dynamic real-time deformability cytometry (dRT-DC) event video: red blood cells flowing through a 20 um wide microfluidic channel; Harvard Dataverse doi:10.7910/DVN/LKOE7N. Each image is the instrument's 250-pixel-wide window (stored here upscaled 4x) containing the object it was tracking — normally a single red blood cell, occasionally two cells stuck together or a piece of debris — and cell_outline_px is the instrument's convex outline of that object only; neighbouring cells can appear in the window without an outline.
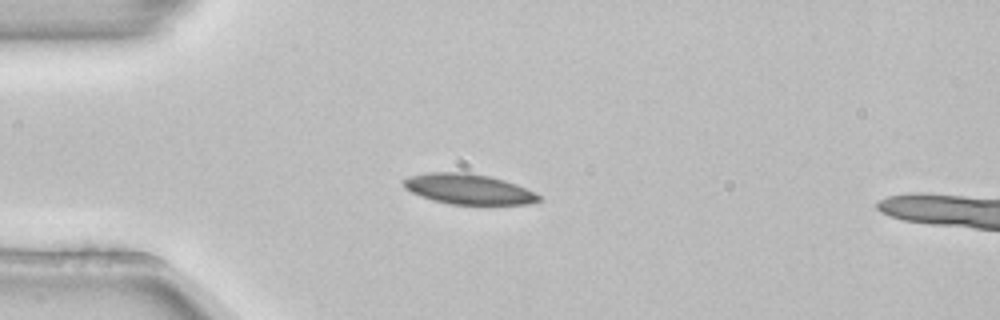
{"species": "common noctule bat (a hibernating species)", "species_latin": "Nyctalus noctula", "temperature_condition": "room temperature", "stored_images_in_passage": 3, "camera_frame_rate_fps": 3000, "um_per_image_px": 0.085, "animal": {"sex": "female", "body_mass_g": 22.7, "forearm_length_mm": 54.2}, "frame": {"image": 1, "passage_image": 2, "time_ms": 0.333, "image_size_px": [1000, 320], "cell_outline_px": [[540, 200], [528, 204], [448, 204], [432, 200], [420, 196], [404, 188], [400, 180], [408, 176], [428, 172], [468, 172], [488, 176], [504, 180], [516, 184], [540, 196]], "centroid_in_image_um": [39.73, 16.06], "position_along_channel_um": 45.3, "area_um2": 23.87}}